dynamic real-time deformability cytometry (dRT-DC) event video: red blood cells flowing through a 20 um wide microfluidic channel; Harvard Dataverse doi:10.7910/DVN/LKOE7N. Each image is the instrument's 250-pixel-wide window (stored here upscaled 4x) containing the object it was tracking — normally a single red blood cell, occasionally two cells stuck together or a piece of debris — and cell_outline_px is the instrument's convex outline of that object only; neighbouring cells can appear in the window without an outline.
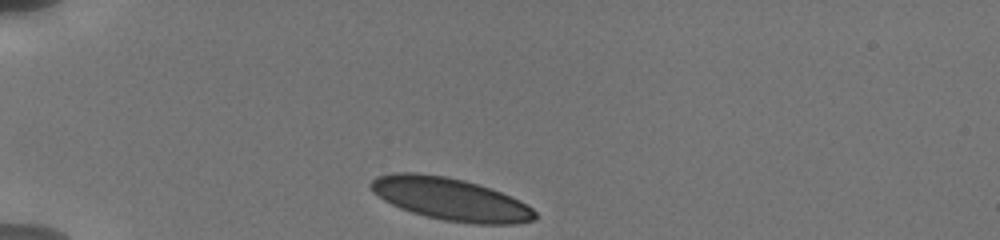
{"species": "human", "species_latin": "Homo sapiens", "temperature_condition": "cold", "stored_images_in_passage": 13, "camera_frame_rate_fps": 3000, "um_per_image_px": 0.085, "donor": {"sex": "male"}, "frame": {"image": 1, "passage_image": 1, "time_ms": 0.0, "image_size_px": [1000, 240], "cell_outline_px": [[536, 220], [516, 224], [476, 224], [444, 220], [412, 212], [400, 208], [384, 200], [372, 192], [368, 184], [376, 176], [392, 172], [416, 172], [444, 176], [464, 180], [500, 192], [520, 200], [532, 208], [536, 212]], "centroid_in_image_um": [38.27, 16.92], "position_along_channel_um": 46.7, "area_um2": 40.58}}
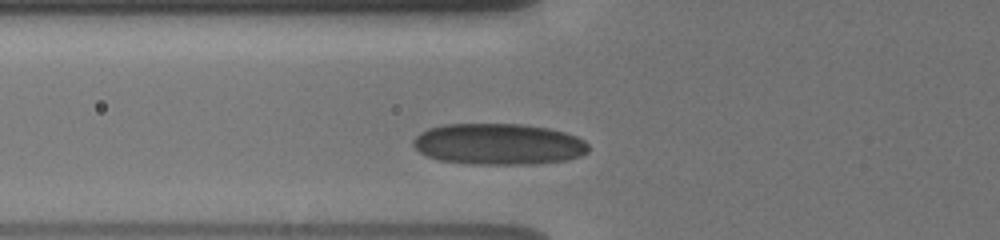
{"frame": {"image": 2, "passage_image": 12, "time_ms": 2.0, "image_size_px": [1000, 240], "cell_outline_px": [[588, 152], [580, 156], [568, 160], [532, 164], [472, 164], [440, 160], [428, 156], [420, 152], [412, 144], [412, 140], [420, 132], [428, 128], [444, 124], [524, 124], [548, 128], [564, 132], [576, 136], [584, 140], [588, 144]], "centroid_in_image_um": [42.38, 12.25], "position_along_channel_um": 83.4, "area_um2": 42.25}}